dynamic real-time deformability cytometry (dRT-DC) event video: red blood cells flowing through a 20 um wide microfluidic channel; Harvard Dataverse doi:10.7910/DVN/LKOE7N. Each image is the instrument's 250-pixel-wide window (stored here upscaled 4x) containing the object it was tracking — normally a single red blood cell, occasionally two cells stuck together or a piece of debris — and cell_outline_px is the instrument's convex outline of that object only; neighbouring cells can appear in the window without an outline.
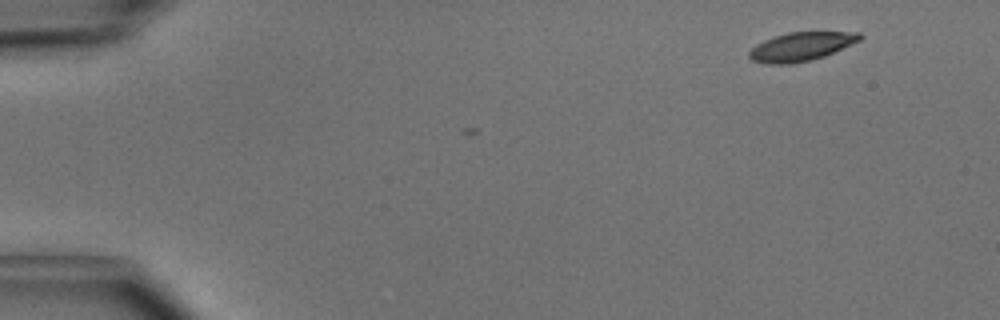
{"species": "common noctule bat (a hibernating species)", "species_latin": "Nyctalus noctula", "temperature_condition": "cold", "stored_images_in_passage": 2, "camera_frame_rate_fps": 3000, "um_per_image_px": 0.085, "animal": {"sex": "male", "body_mass_g": 15.6}, "frame": {"image": 1, "passage_image": 2, "time_ms": 0.333, "image_size_px": [1000, 320], "cell_outline_px": [[864, 36], [860, 40], [824, 56], [812, 60], [792, 64], [768, 64], [752, 60], [748, 56], [748, 52], [756, 44], [772, 36], [788, 32], [860, 32]], "centroid_in_image_um": [68.07, 3.96], "position_along_channel_um": 16.9, "area_um2": 18.55}}